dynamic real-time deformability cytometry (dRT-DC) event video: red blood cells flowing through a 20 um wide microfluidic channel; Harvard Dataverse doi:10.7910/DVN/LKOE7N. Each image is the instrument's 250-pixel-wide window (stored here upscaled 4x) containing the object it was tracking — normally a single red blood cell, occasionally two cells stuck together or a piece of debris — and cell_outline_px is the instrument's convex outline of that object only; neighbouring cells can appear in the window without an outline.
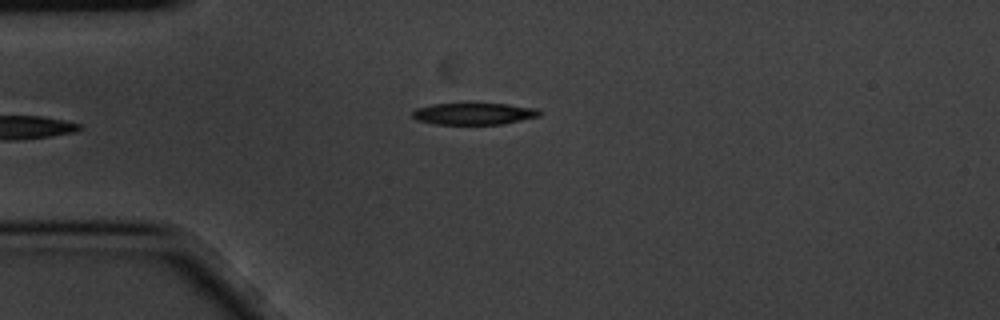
{"species": "common noctule bat (a hibernating species)", "species_latin": "Nyctalus noctula", "temperature_condition": "cold", "stored_images_in_passage": 4, "camera_frame_rate_fps": 3000, "um_per_image_px": 0.085, "animal": {"sex": "male", "body_mass_g": 20.1, "forearm_length_mm": 53.5}, "frame": {"image": 1, "passage_image": 4, "time_ms": 1.0, "image_size_px": [1000, 320], "cell_outline_px": [[540, 116], [504, 124], [436, 124], [416, 120], [412, 116], [412, 112], [416, 108], [432, 104], [508, 104], [540, 108]], "centroid_in_image_um": [40.31, 9.67], "position_along_channel_um": 44.7, "area_um2": 16.13}}